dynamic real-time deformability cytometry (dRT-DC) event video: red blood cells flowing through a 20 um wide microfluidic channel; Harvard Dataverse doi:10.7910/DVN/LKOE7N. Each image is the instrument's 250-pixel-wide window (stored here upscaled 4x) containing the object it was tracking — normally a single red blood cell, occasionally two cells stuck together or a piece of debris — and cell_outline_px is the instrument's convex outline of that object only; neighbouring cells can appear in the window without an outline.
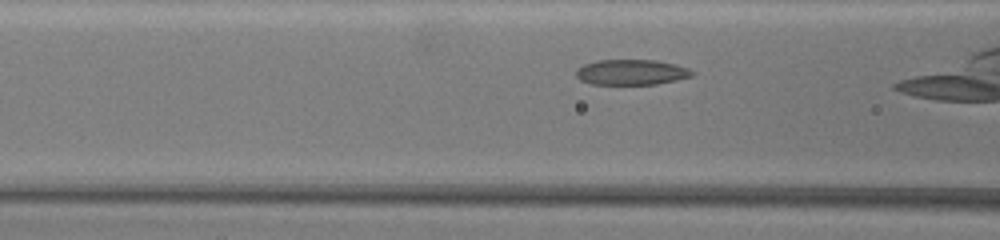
{"species": "common noctule bat (a hibernating species)", "species_latin": "Nyctalus noctula", "temperature_condition": "warm", "stored_images_in_passage": 31, "camera_frame_rate_fps": 3000, "um_per_image_px": 0.085, "animal": {"sex": "female", "body_mass_g": 19.5, "forearm_length_mm": 54.1}, "frame": {"image": 1, "passage_image": 7, "time_ms": 2.0, "image_size_px": [1000, 240], "cell_outline_px": [[696, 72], [692, 76], [676, 80], [656, 84], [592, 84], [580, 80], [576, 76], [576, 68], [584, 64], [600, 60], [656, 60], [676, 64], [688, 68]], "centroid_in_image_um": [53.68, 6.13], "position_along_channel_um": 112.9, "area_um2": 17.22}}
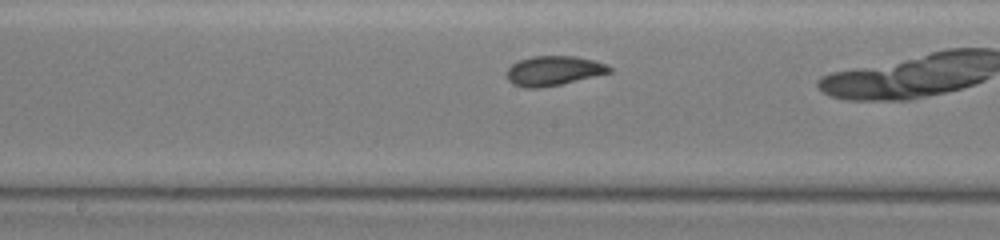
{"frame": {"image": 2, "passage_image": 16, "time_ms": 5.0, "image_size_px": [1000, 240], "cell_outline_px": [[612, 72], [560, 84], [536, 88], [524, 88], [512, 84], [508, 80], [508, 68], [512, 64], [520, 60], [532, 56], [576, 56], [608, 64], [612, 68]], "centroid_in_image_um": [47.06, 6.01], "position_along_channel_um": 201.1, "area_um2": 17.57}}
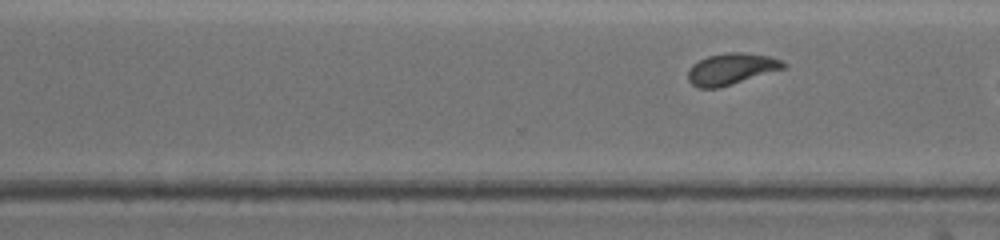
{"frame": {"image": 3, "passage_image": 27, "time_ms": 8.667, "image_size_px": [1000, 240], "cell_outline_px": [[788, 64], [784, 68], [720, 88], [696, 88], [688, 80], [688, 72], [692, 64], [708, 56], [728, 52], [744, 52], [768, 56], [780, 60]], "centroid_in_image_um": [62.14, 5.87], "position_along_channel_um": 308.5, "area_um2": 17.4}}